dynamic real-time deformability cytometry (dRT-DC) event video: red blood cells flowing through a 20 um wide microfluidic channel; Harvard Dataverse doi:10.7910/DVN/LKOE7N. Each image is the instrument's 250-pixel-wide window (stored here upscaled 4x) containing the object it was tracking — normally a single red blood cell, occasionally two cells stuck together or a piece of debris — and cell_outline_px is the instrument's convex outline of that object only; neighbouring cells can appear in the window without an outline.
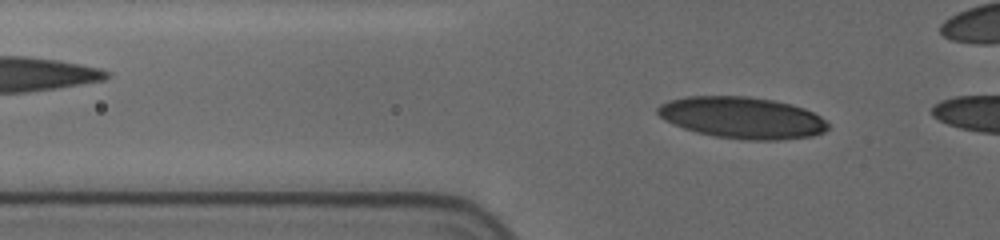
{"species": "human", "species_latin": "Homo sapiens", "temperature_condition": "cold", "stored_images_in_passage": 25, "camera_frame_rate_fps": 3000, "um_per_image_px": 0.085, "donor": {"sex": "female"}, "frame": {"image": 1, "passage_image": 22, "time_ms": 7.0, "image_size_px": [1000, 240], "cell_outline_px": [[828, 128], [824, 132], [812, 136], [780, 140], [744, 140], [716, 136], [696, 132], [672, 124], [664, 120], [656, 112], [656, 108], [660, 104], [668, 100], [684, 96], [748, 96], [772, 100], [792, 104], [804, 108], [820, 116], [828, 124]], "centroid_in_image_um": [63.05, 10.0], "position_along_channel_um": 62.7, "area_um2": 41.44}}